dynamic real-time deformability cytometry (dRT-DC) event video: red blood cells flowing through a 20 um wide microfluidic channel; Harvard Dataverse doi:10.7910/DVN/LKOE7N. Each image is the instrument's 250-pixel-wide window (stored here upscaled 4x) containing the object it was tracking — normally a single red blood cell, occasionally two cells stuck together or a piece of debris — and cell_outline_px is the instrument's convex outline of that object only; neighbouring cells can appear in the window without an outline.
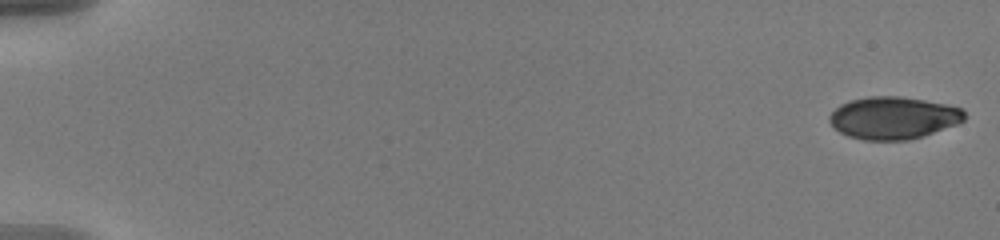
{"species": "human", "species_latin": "Homo sapiens", "temperature_condition": "warm", "stored_images_in_passage": 56, "camera_frame_rate_fps": 3000, "um_per_image_px": 0.085, "donor": {"sex": "male"}, "frame": {"image": 1, "passage_image": 1, "time_ms": 0.0, "image_size_px": [1000, 240], "cell_outline_px": [[964, 120], [956, 124], [924, 136], [908, 140], [864, 140], [848, 136], [840, 132], [828, 120], [828, 116], [840, 104], [852, 100], [868, 96], [900, 96], [924, 100], [964, 108]], "centroid_in_image_um": [75.93, 10.02], "position_along_channel_um": 9.1, "area_um2": 33.23}}
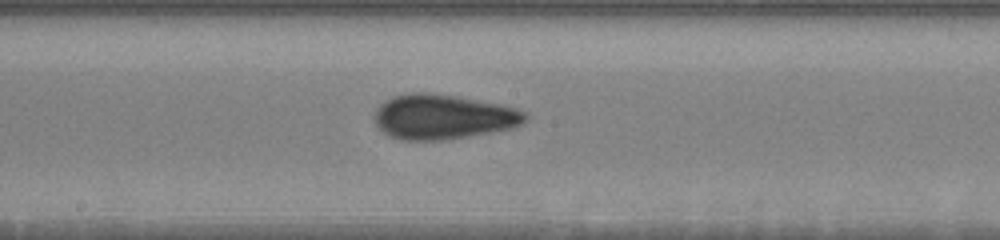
{"frame": {"image": 2, "passage_image": 32, "time_ms": 10.333, "image_size_px": [1000, 240], "cell_outline_px": [[528, 120], [512, 128], [440, 140], [404, 140], [388, 136], [376, 124], [372, 116], [376, 108], [384, 100], [392, 96], [408, 92], [432, 92], [456, 96], [500, 104], [516, 108], [524, 112], [528, 116]], "centroid_in_image_um": [37.6, 9.91], "position_along_channel_um": 210.6, "area_um2": 39.42}}
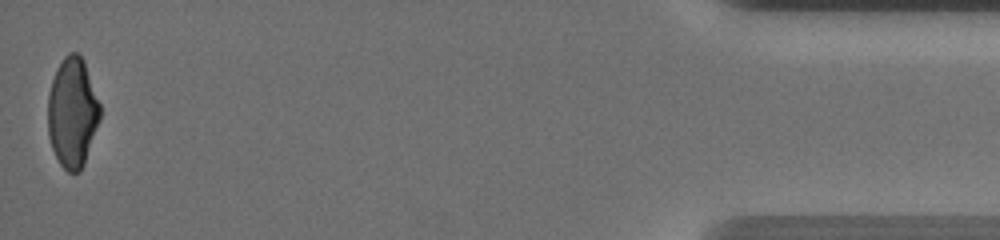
{"frame": {"image": 3, "passage_image": 56, "time_ms": 18.333, "image_size_px": [1000, 240], "cell_outline_px": [[100, 120], [84, 164], [80, 172], [68, 172], [60, 164], [52, 148], [48, 136], [48, 92], [56, 68], [64, 56], [68, 52], [76, 52], [84, 60], [100, 104]], "centroid_in_image_um": [6.15, 9.56], "position_along_channel_um": 429.0, "area_um2": 33.52}, "authors_computed_cell_mechanics": {"area_um2": 35.5759, "velocity_mm_per_s": 3.6785, "shape_relaxation_time_tau1_ms": 8.3132, "shape_relaxation_time_tau2_ms": 1.1079, "deformation_change_tau1": 0.2076, "deformation_change_tau2": 0.0535}}